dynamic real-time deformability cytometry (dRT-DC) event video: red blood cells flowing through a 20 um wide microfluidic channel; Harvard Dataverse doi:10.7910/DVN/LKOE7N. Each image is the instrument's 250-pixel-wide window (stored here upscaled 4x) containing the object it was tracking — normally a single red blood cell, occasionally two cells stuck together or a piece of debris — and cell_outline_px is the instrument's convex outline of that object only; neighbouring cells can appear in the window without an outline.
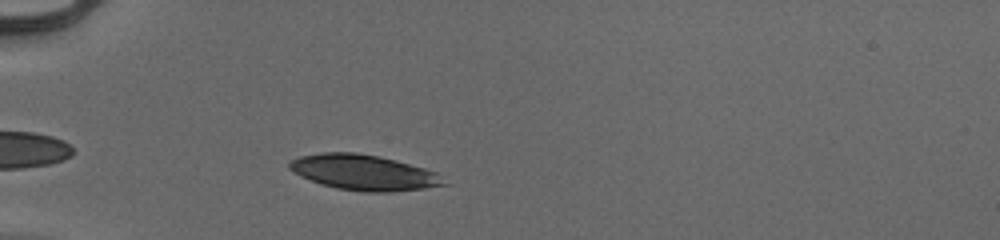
{"species": "human", "species_latin": "Homo sapiens", "temperature_condition": "cold", "stored_images_in_passage": 36, "camera_frame_rate_fps": 3000, "um_per_image_px": 0.085, "donor": {"sex": "male"}, "frame": {"image": 1, "passage_image": 4, "time_ms": 1.0, "image_size_px": [1000, 240], "cell_outline_px": [[452, 184], [424, 188], [392, 192], [364, 192], [336, 188], [300, 176], [288, 168], [288, 164], [292, 160], [300, 156], [324, 152], [356, 152], [396, 160], [424, 168], [436, 172]], "centroid_in_image_um": [30.97, 14.66], "position_along_channel_um": 54.0, "area_um2": 31.85}}
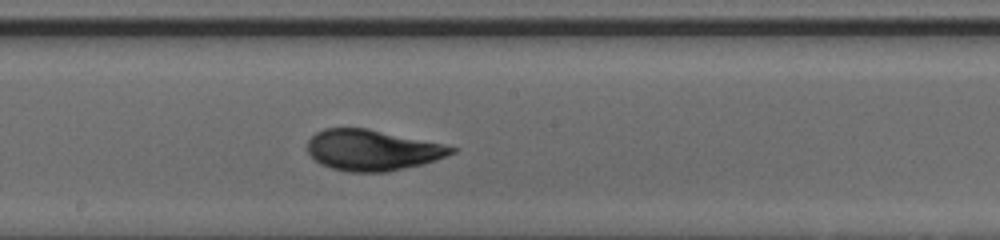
{"frame": {"image": 2, "passage_image": 18, "time_ms": 5.667, "image_size_px": [1000, 240], "cell_outline_px": [[456, 152], [436, 160], [424, 164], [384, 172], [348, 172], [332, 168], [320, 164], [308, 152], [308, 140], [316, 132], [324, 128], [368, 128], [444, 144], [456, 148]], "centroid_in_image_um": [31.65, 12.76], "position_along_channel_um": 216.5, "area_um2": 34.22}}
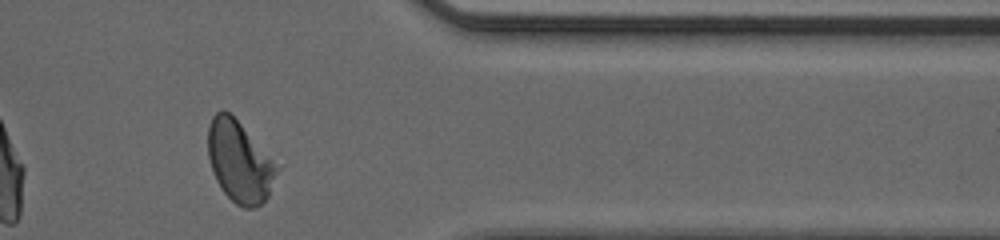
{"frame": {"image": 3, "passage_image": 32, "time_ms": 10.333, "image_size_px": [1000, 240], "cell_outline_px": [[276, 172], [268, 196], [256, 208], [244, 208], [236, 204], [224, 192], [216, 180], [208, 156], [208, 124], [212, 116], [216, 112], [224, 108], [240, 124], [272, 160], [276, 168]], "centroid_in_image_um": [20.3, 13.74], "position_along_channel_um": 391.1, "area_um2": 31.62}, "authors_computed_cell_mechanics": {"area_um2": 33.7263, "velocity_mm_per_s": 3.9458, "shape_relaxation_time_tau1_ms": 2.8587, "shape_relaxation_time_tau2_ms": 1.0017, "deformation_change_tau1": 0.1505, "deformation_change_tau2": 0.0546}}